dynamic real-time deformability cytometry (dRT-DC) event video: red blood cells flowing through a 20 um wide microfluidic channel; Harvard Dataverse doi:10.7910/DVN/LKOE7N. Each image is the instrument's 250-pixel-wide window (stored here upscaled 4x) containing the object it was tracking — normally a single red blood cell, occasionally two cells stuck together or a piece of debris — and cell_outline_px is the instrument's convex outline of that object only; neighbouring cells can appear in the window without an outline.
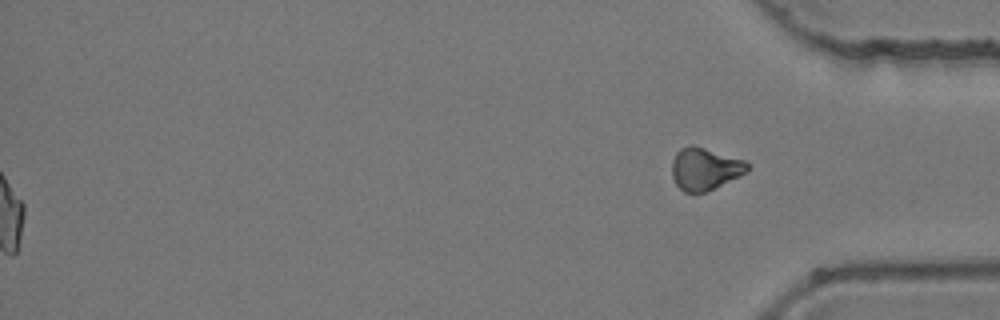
{"species": "common noctule bat (a hibernating species)", "species_latin": "Nyctalus noctula", "temperature_condition": "room temperature", "stored_images_in_passage": 42, "segment_of_instrument_passage": [2, 2], "camera_frame_rate_fps": 3000, "um_per_image_px": 0.085, "animal": {"sex": "female", "body_mass_g": 24.6, "forearm_length_mm": 56.2}, "frame": {"image": 1, "passage_image": 42, "time_ms": 13.667, "image_size_px": [1000, 320], "cell_outline_px": [[748, 168], [744, 172], [696, 196], [684, 192], [676, 184], [672, 176], [672, 160], [676, 152], [680, 148], [692, 144], [744, 160], [748, 164]], "centroid_in_image_um": [59.82, 14.35], "position_along_channel_um": 375.4, "area_um2": 18.32}}